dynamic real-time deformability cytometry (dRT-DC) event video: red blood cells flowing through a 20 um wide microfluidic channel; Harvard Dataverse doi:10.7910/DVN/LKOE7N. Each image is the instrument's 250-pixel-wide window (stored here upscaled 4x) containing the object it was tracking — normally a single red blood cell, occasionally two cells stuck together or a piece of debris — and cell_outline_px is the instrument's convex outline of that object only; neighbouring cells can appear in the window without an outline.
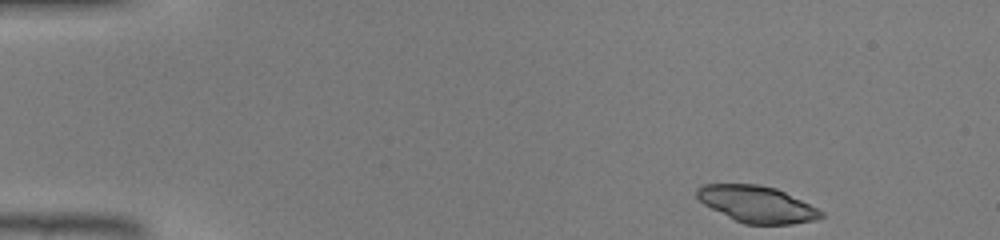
{"species": "common noctule bat (a hibernating species)", "species_latin": "Nyctalus noctula", "temperature_condition": "warm", "stored_images_in_passage": 41, "camera_frame_rate_fps": 3000, "um_per_image_px": 0.085, "animal": {"sex": "male", "body_mass_g": 19.0, "forearm_length_mm": 50.8}, "frame": {"image": 1, "passage_image": 1, "time_ms": 0.0, "image_size_px": [1000, 240], "cell_outline_px": [[824, 216], [816, 220], [792, 224], [744, 224], [704, 204], [696, 196], [696, 188], [700, 184], [756, 184], [776, 188], [824, 212]], "centroid_in_image_um": [64.32, 17.35], "position_along_channel_um": 20.7, "area_um2": 26.13}}
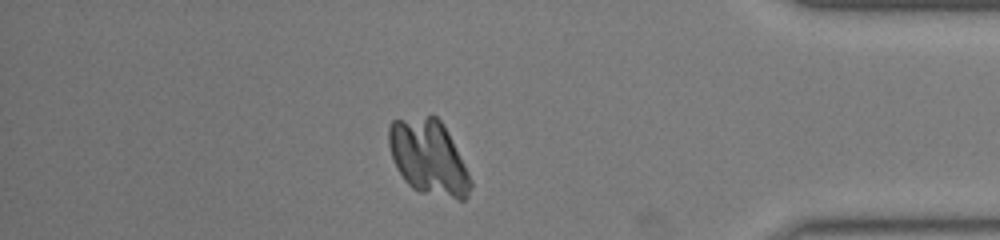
{"frame": {"image": 2, "passage_image": 35, "time_ms": 11.333, "image_size_px": [1000, 240], "cell_outline_px": [[472, 188], [468, 196], [464, 200], [456, 200], [420, 192], [412, 188], [404, 180], [396, 168], [388, 144], [388, 128], [392, 120], [428, 116], [436, 116], [440, 120], [448, 132], [472, 180]], "centroid_in_image_um": [36.43, 13.41], "position_along_channel_um": 398.8, "area_um2": 35.78}}
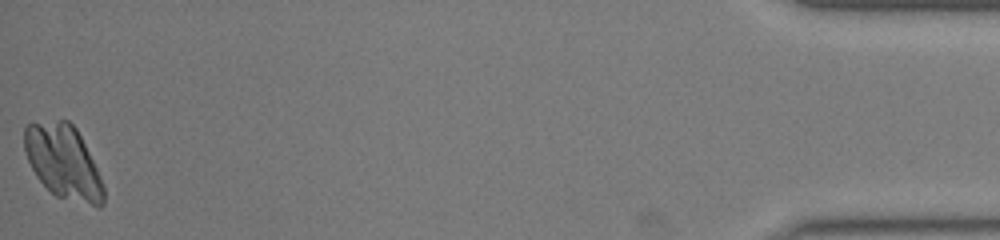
{"frame": {"image": 3, "passage_image": 41, "time_ms": 13.333, "image_size_px": [1000, 240], "cell_outline_px": [[104, 204], [100, 208], [96, 208], [56, 196], [36, 176], [28, 160], [24, 148], [24, 128], [28, 124], [60, 120], [68, 120], [76, 128], [100, 176], [104, 188]], "centroid_in_image_um": [5.4, 13.8], "position_along_channel_um": 429.8, "area_um2": 33.81}}